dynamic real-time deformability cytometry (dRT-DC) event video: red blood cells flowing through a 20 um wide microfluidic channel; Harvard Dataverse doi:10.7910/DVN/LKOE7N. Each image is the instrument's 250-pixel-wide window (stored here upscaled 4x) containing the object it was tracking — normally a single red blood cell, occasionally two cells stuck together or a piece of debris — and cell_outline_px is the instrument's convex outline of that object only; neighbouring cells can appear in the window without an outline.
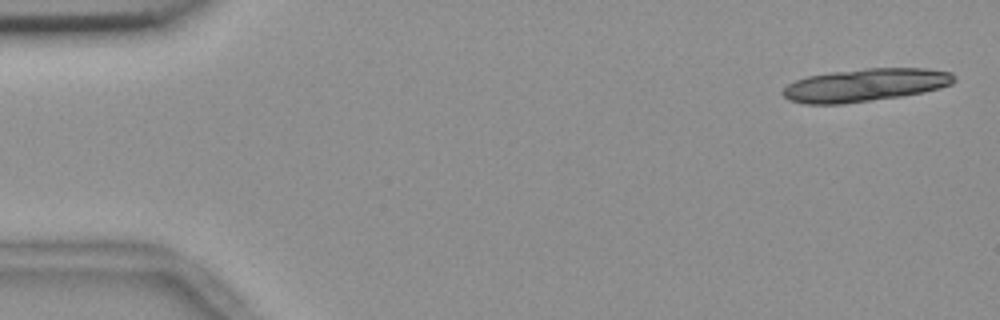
{"species": "common noctule bat (a hibernating species)", "species_latin": "Nyctalus noctula", "temperature_condition": "room temperature", "stored_images_in_passage": 19, "camera_frame_rate_fps": 3000, "um_per_image_px": 0.085, "animal": {"sex": "female", "body_mass_g": 18.4}, "frame": {"image": 1, "passage_image": 2, "time_ms": 0.333, "image_size_px": [1000, 320], "cell_outline_px": [[956, 80], [952, 84], [940, 88], [924, 92], [900, 96], [844, 104], [804, 104], [788, 100], [780, 92], [788, 84], [796, 80], [808, 76], [832, 72], [868, 68], [924, 68], [952, 72], [956, 76]], "centroid_in_image_um": [73.55, 7.23], "position_along_channel_um": 11.4, "area_um2": 32.95}}